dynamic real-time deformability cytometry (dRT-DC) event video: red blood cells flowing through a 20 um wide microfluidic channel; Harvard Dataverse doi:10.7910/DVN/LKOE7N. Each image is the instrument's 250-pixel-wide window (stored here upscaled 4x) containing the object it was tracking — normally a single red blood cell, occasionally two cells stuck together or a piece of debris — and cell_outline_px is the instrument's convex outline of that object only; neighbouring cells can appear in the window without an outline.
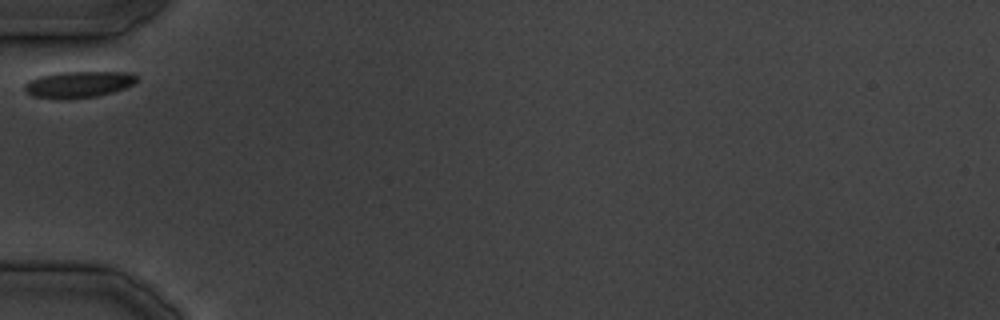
{"species": "common noctule bat (a hibernating species)", "species_latin": "Nyctalus noctula", "temperature_condition": "cold", "stored_images_in_passage": 19, "camera_frame_rate_fps": 3000, "um_per_image_px": 0.085, "animal": {"sex": "male", "body_mass_g": 19.5, "forearm_length_mm": 54.6}, "frame": {"image": 1, "passage_image": 1, "time_ms": 0.0, "image_size_px": [1000, 320], "cell_outline_px": [[136, 80], [132, 84], [124, 88], [112, 92], [96, 96], [68, 100], [56, 100], [32, 96], [24, 92], [24, 84], [28, 80], [40, 76], [60, 72], [132, 72], [136, 76]], "centroid_in_image_um": [6.6, 7.19], "position_along_channel_um": 78.4, "area_um2": 17.51}}
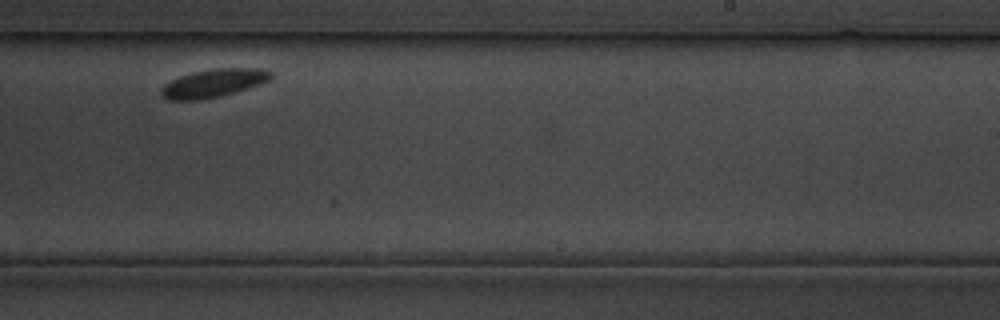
{"frame": {"image": 2, "passage_image": 14, "time_ms": 15.667, "image_size_px": [1000, 320], "cell_outline_px": [[272, 80], [260, 84], [220, 96], [200, 100], [168, 100], [160, 96], [160, 88], [168, 80], [192, 72], [212, 68], [260, 68], [272, 72]], "centroid_in_image_um": [18.1, 7.06], "position_along_channel_um": 270.9, "area_um2": 18.26}}